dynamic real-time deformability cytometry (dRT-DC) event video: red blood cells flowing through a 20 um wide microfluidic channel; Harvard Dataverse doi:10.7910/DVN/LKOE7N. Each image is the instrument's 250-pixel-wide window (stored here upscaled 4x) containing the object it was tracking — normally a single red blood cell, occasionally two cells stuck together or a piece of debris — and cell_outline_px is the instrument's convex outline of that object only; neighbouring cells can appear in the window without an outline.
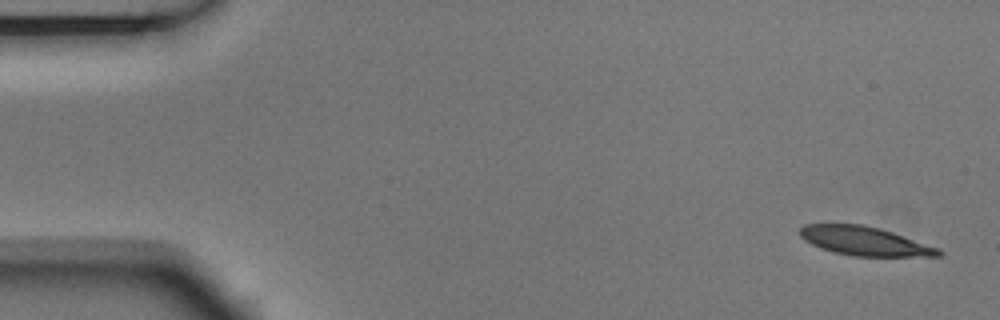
{"species": "Egyptian fruit bat (a non-hibernating species)", "species_latin": "Rousettus aegyptiacus", "temperature_condition": "room temperature", "stored_images_in_passage": 4, "camera_frame_rate_fps": 3000, "um_per_image_px": 0.085, "animal": {"sex": "male"}, "frame": {"image": 1, "passage_image": 1, "time_ms": 0.0, "image_size_px": [1000, 320], "cell_outline_px": [[944, 252], [940, 256], [852, 256], [832, 252], [820, 248], [804, 240], [800, 236], [800, 228], [804, 224], [864, 224], [880, 228], [940, 248]], "centroid_in_image_um": [73.49, 20.49], "position_along_channel_um": 11.5, "area_um2": 23.41}}
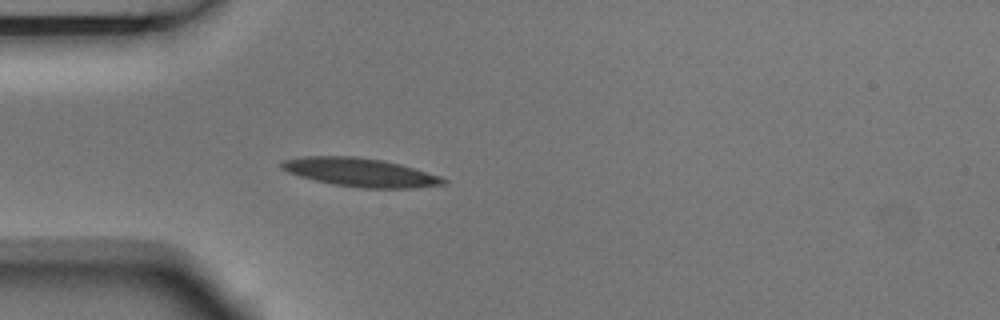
{"frame": {"image": 2, "passage_image": 4, "time_ms": 1.0, "image_size_px": [1000, 320], "cell_outline_px": [[448, 184], [416, 188], [360, 188], [332, 184], [300, 176], [288, 172], [280, 168], [280, 160], [304, 156], [352, 156], [380, 160], [400, 164], [440, 176], [448, 180]], "centroid_in_image_um": [30.62, 14.65], "position_along_channel_um": 54.4, "area_um2": 26.93}}